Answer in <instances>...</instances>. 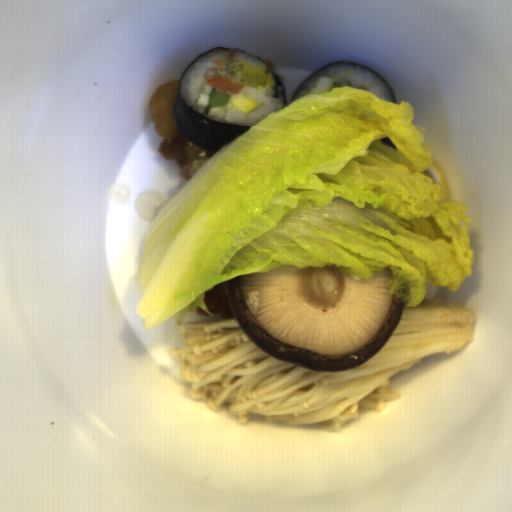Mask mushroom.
I'll list each match as a JSON object with an SVG mask.
<instances>
[{
	"instance_id": "obj_1",
	"label": "mushroom",
	"mask_w": 512,
	"mask_h": 512,
	"mask_svg": "<svg viewBox=\"0 0 512 512\" xmlns=\"http://www.w3.org/2000/svg\"><path fill=\"white\" fill-rule=\"evenodd\" d=\"M388 267L369 279L343 267L285 265L226 280L227 302L263 352L315 371L353 370L376 356L406 306L390 295Z\"/></svg>"
}]
</instances>
